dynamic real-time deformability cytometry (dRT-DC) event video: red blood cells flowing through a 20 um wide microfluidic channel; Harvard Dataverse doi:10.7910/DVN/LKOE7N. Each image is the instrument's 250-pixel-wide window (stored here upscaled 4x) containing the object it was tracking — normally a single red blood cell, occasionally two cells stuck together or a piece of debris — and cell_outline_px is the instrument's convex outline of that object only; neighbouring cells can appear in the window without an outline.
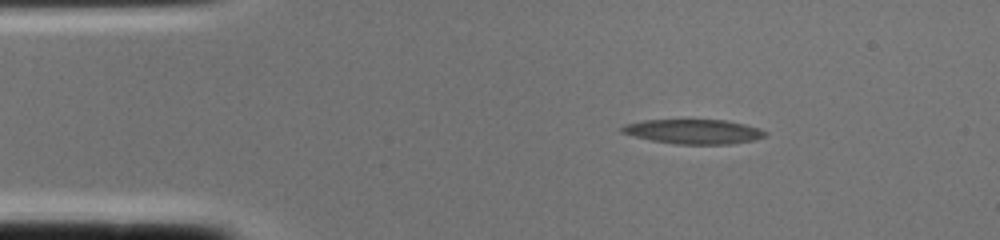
{"species": "common noctule bat (a hibernating species)", "species_latin": "Nyctalus noctula", "temperature_condition": "cold", "stored_images_in_passage": 1, "camera_frame_rate_fps": 3000, "um_per_image_px": 0.085, "animal": {"sex": "female", "body_mass_g": 22.0, "forearm_length_mm": 56.7}, "frame": {"image": 1, "passage_image": 1, "time_ms": 0.0, "image_size_px": [1000, 240], "cell_outline_px": [[768, 136], [756, 140], [732, 144], [676, 144], [652, 140], [620, 132], [620, 128], [624, 124], [644, 120], [724, 120], [744, 124], [760, 128], [768, 132]], "centroid_in_image_um": [59.02, 11.19], "position_along_channel_um": 26.0, "area_um2": 20.58}}